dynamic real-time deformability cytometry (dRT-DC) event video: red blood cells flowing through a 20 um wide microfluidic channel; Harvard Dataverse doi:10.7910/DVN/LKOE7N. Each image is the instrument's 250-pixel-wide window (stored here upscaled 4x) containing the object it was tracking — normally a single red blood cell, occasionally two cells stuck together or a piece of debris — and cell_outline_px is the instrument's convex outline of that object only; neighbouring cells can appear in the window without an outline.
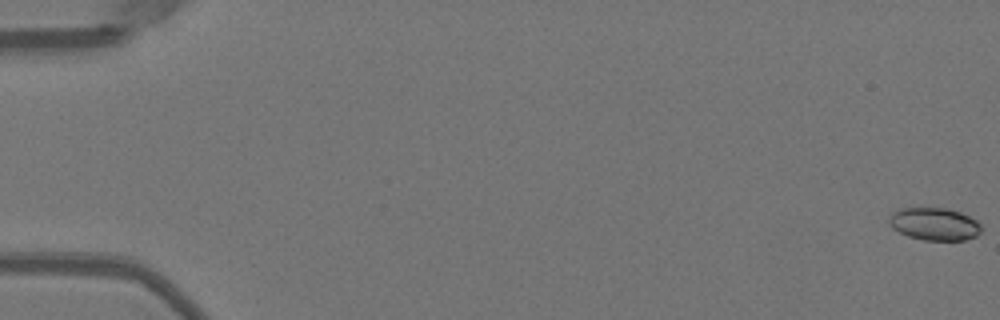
{"species": "Egyptian fruit bat (a non-hibernating species)", "species_latin": "Rousettus aegyptiacus", "temperature_condition": "warm", "stored_images_in_passage": 53, "camera_frame_rate_fps": 3000, "um_per_image_px": 0.085, "animal": {"sex": "female"}, "frame": {"image": 1, "passage_image": 1, "time_ms": 0.0, "image_size_px": [1000, 320], "cell_outline_px": [[980, 232], [976, 236], [964, 240], [924, 240], [908, 236], [892, 228], [888, 224], [888, 216], [892, 212], [900, 208], [948, 208], [960, 212], [976, 220], [980, 224]], "centroid_in_image_um": [79.38, 19.03], "position_along_channel_um": 5.6, "area_um2": 17.57}}
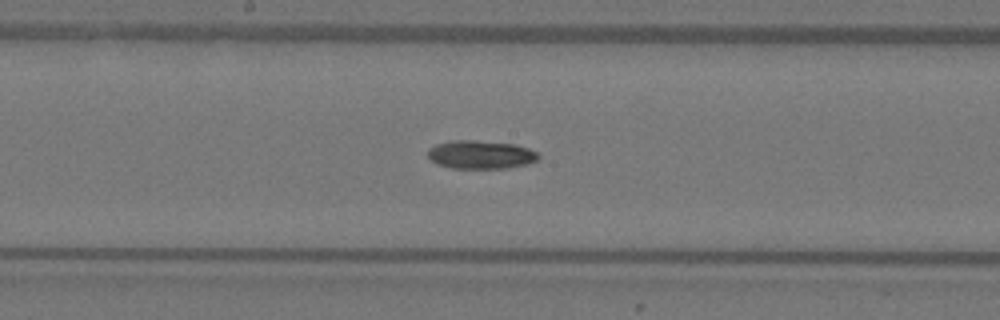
{"frame": {"image": 2, "passage_image": 29, "time_ms": 9.333, "image_size_px": [1000, 320], "cell_outline_px": [[540, 156], [536, 160], [528, 164], [508, 168], [452, 168], [436, 164], [428, 156], [428, 148], [436, 144], [452, 140], [476, 140], [516, 144], [528, 148], [536, 152]], "centroid_in_image_um": [40.85, 13.14], "position_along_channel_um": 207.3, "area_um2": 18.38}}
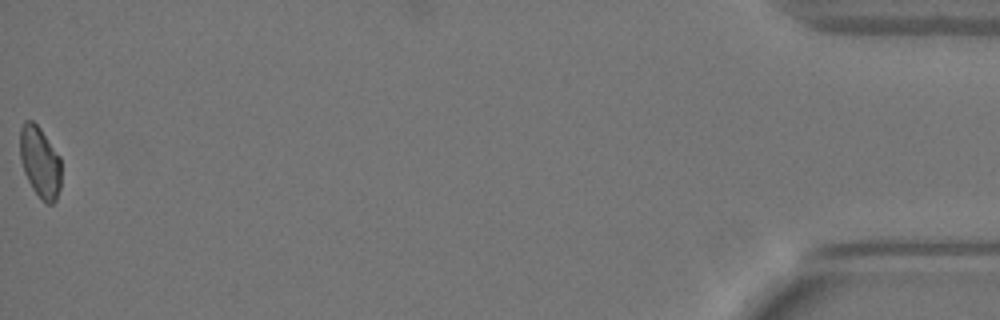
{"frame": {"image": 3, "passage_image": 53, "time_ms": 17.333, "image_size_px": [1000, 320], "cell_outline_px": [[60, 188], [56, 200], [52, 204], [48, 204], [32, 188], [24, 172], [20, 160], [20, 128], [24, 120], [32, 120], [40, 128], [60, 156]], "centroid_in_image_um": [3.39, 13.74], "position_along_channel_um": 431.8, "area_um2": 16.99}, "authors_computed_cell_mechanics": {"area_um2": 17.8024, "velocity_mm_per_s": 3.9983, "shape_relaxation_time_tau1_ms": 6.3966, "shape_relaxation_time_tau2_ms": null, "deformation_change_tau1": 0.2151, "deformation_change_tau2": null}}